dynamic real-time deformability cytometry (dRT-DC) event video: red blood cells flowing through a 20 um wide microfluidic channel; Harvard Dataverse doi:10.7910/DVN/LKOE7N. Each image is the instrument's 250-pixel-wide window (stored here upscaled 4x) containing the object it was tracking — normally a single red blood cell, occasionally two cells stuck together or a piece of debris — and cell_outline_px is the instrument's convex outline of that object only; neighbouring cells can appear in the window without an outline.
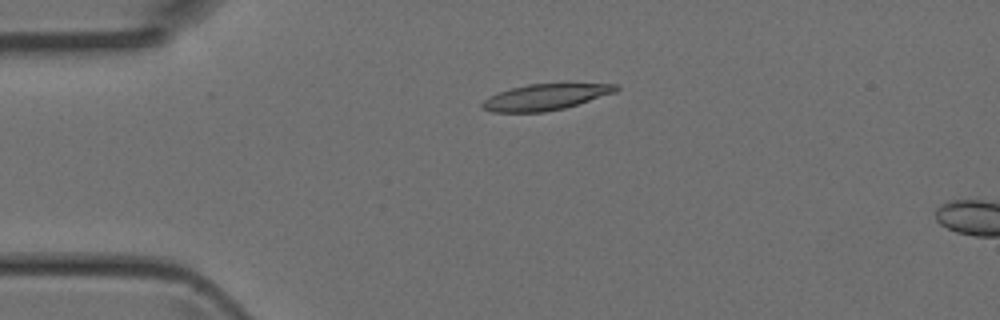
{"species": "Egyptian fruit bat (a non-hibernating species)", "species_latin": "Rousettus aegyptiacus", "temperature_condition": "room temperature", "stored_images_in_passage": 4, "camera_frame_rate_fps": 3000, "um_per_image_px": 0.085, "animal": {"sex": "female"}, "frame": {"image": 1, "passage_image": 2, "time_ms": 0.333, "image_size_px": [1000, 320], "cell_outline_px": [[620, 88], [616, 92], [564, 108], [544, 112], [492, 112], [480, 108], [480, 104], [488, 96], [496, 92], [528, 84], [616, 84]], "centroid_in_image_um": [46.29, 8.25], "position_along_channel_um": 38.7, "area_um2": 20.23}}